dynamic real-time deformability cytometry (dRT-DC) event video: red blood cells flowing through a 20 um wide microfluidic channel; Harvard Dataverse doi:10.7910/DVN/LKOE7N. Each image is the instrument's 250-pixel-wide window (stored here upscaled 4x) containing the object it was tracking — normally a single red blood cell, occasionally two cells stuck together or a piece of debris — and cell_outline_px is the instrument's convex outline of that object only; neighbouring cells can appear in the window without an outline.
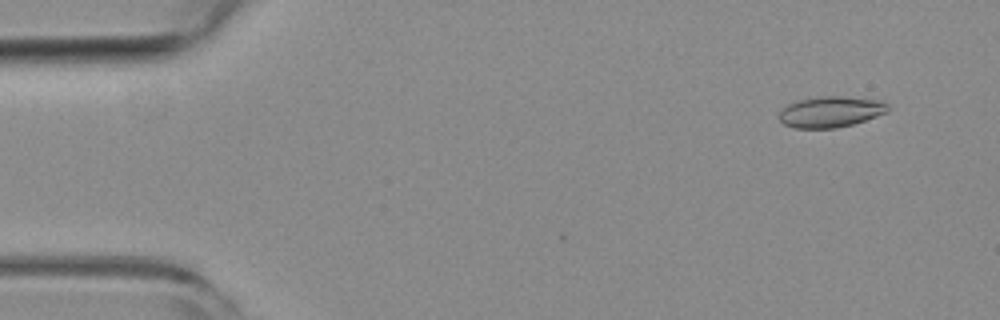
{"species": "common noctule bat (a hibernating species)", "species_latin": "Nyctalus noctula", "temperature_condition": "room temperature", "stored_images_in_passage": 55, "segment_of_instrument_passage": [1, 2], "camera_frame_rate_fps": 3000, "um_per_image_px": 0.085, "animal": {"sex": "female", "body_mass_g": 19.3, "forearm_length_mm": 54.1}, "frame": {"image": 1, "passage_image": 4, "time_ms": 1.0, "image_size_px": [1000, 320], "cell_outline_px": [[888, 112], [852, 124], [836, 128], [796, 128], [784, 124], [780, 120], [780, 108], [788, 104], [800, 100], [824, 96], [840, 96], [880, 100], [888, 104]], "centroid_in_image_um": [70.6, 9.5], "position_along_channel_um": 14.4, "area_um2": 19.42}}
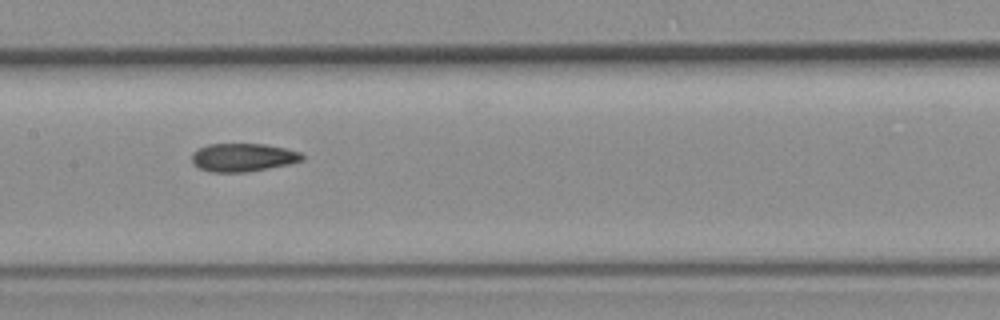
{"frame": {"image": 2, "passage_image": 26, "time_ms": 8.333, "image_size_px": [1000, 320], "cell_outline_px": [[304, 160], [288, 164], [248, 172], [212, 172], [200, 168], [192, 164], [192, 152], [208, 144], [264, 144], [284, 148], [300, 152], [304, 156]], "centroid_in_image_um": [20.64, 13.38], "position_along_channel_um": 186.8, "area_um2": 18.09}}
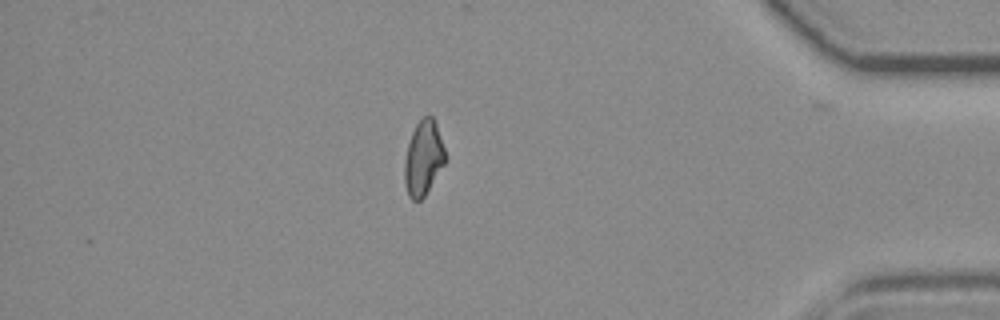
{"frame": {"image": 3, "passage_image": 46, "time_ms": 15.0, "image_size_px": [1000, 320], "cell_outline_px": [[448, 160], [424, 196], [420, 200], [412, 200], [408, 196], [404, 184], [404, 160], [408, 144], [412, 132], [416, 124], [424, 116], [432, 116], [436, 124]], "centroid_in_image_um": [35.99, 13.46], "position_along_channel_um": 399.2, "area_um2": 17.86}}